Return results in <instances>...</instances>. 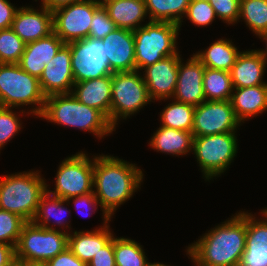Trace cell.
Returning <instances> with one entry per match:
<instances>
[{"label": "cell", "instance_id": "obj_38", "mask_svg": "<svg viewBox=\"0 0 267 266\" xmlns=\"http://www.w3.org/2000/svg\"><path fill=\"white\" fill-rule=\"evenodd\" d=\"M116 28L114 21L110 19L107 11L101 5L93 14L89 37L93 39H103Z\"/></svg>", "mask_w": 267, "mask_h": 266}, {"label": "cell", "instance_id": "obj_27", "mask_svg": "<svg viewBox=\"0 0 267 266\" xmlns=\"http://www.w3.org/2000/svg\"><path fill=\"white\" fill-rule=\"evenodd\" d=\"M239 53L231 40L221 38L194 55L207 68L230 71Z\"/></svg>", "mask_w": 267, "mask_h": 266}, {"label": "cell", "instance_id": "obj_23", "mask_svg": "<svg viewBox=\"0 0 267 266\" xmlns=\"http://www.w3.org/2000/svg\"><path fill=\"white\" fill-rule=\"evenodd\" d=\"M109 223L92 231H74L68 234V248L81 261L88 262L114 237Z\"/></svg>", "mask_w": 267, "mask_h": 266}, {"label": "cell", "instance_id": "obj_31", "mask_svg": "<svg viewBox=\"0 0 267 266\" xmlns=\"http://www.w3.org/2000/svg\"><path fill=\"white\" fill-rule=\"evenodd\" d=\"M194 110L195 106L174 100L162 110L161 126L191 132Z\"/></svg>", "mask_w": 267, "mask_h": 266}, {"label": "cell", "instance_id": "obj_39", "mask_svg": "<svg viewBox=\"0 0 267 266\" xmlns=\"http://www.w3.org/2000/svg\"><path fill=\"white\" fill-rule=\"evenodd\" d=\"M216 16L225 23L239 22L240 0H208Z\"/></svg>", "mask_w": 267, "mask_h": 266}, {"label": "cell", "instance_id": "obj_43", "mask_svg": "<svg viewBox=\"0 0 267 266\" xmlns=\"http://www.w3.org/2000/svg\"><path fill=\"white\" fill-rule=\"evenodd\" d=\"M71 199L73 200V203L75 205L76 210L79 212H81L80 209H82L84 206H86L87 208L89 207V209L92 208L93 209L92 212H94L97 210L98 206L100 205V202L98 201V199L94 195V192H90V193L80 195V196L71 197V198L67 199L69 204H70ZM79 207H82V208H79Z\"/></svg>", "mask_w": 267, "mask_h": 266}, {"label": "cell", "instance_id": "obj_49", "mask_svg": "<svg viewBox=\"0 0 267 266\" xmlns=\"http://www.w3.org/2000/svg\"><path fill=\"white\" fill-rule=\"evenodd\" d=\"M8 266H22V264H21V261L16 259Z\"/></svg>", "mask_w": 267, "mask_h": 266}, {"label": "cell", "instance_id": "obj_46", "mask_svg": "<svg viewBox=\"0 0 267 266\" xmlns=\"http://www.w3.org/2000/svg\"><path fill=\"white\" fill-rule=\"evenodd\" d=\"M258 37L262 38L263 39L262 41H265V44H266L265 50L264 49H262V50L260 49L258 51L261 54V56L267 61V30L262 32Z\"/></svg>", "mask_w": 267, "mask_h": 266}, {"label": "cell", "instance_id": "obj_19", "mask_svg": "<svg viewBox=\"0 0 267 266\" xmlns=\"http://www.w3.org/2000/svg\"><path fill=\"white\" fill-rule=\"evenodd\" d=\"M263 220L246 212V245L239 266H267V208Z\"/></svg>", "mask_w": 267, "mask_h": 266}, {"label": "cell", "instance_id": "obj_11", "mask_svg": "<svg viewBox=\"0 0 267 266\" xmlns=\"http://www.w3.org/2000/svg\"><path fill=\"white\" fill-rule=\"evenodd\" d=\"M100 6L98 0H83L55 9L53 32L65 44L88 38L93 14Z\"/></svg>", "mask_w": 267, "mask_h": 266}, {"label": "cell", "instance_id": "obj_7", "mask_svg": "<svg viewBox=\"0 0 267 266\" xmlns=\"http://www.w3.org/2000/svg\"><path fill=\"white\" fill-rule=\"evenodd\" d=\"M68 248V234L26 222L15 246L19 261L47 262Z\"/></svg>", "mask_w": 267, "mask_h": 266}, {"label": "cell", "instance_id": "obj_21", "mask_svg": "<svg viewBox=\"0 0 267 266\" xmlns=\"http://www.w3.org/2000/svg\"><path fill=\"white\" fill-rule=\"evenodd\" d=\"M267 61L261 56L258 49L240 52L232 66L230 76L233 88L254 87L267 85L263 81Z\"/></svg>", "mask_w": 267, "mask_h": 266}, {"label": "cell", "instance_id": "obj_25", "mask_svg": "<svg viewBox=\"0 0 267 266\" xmlns=\"http://www.w3.org/2000/svg\"><path fill=\"white\" fill-rule=\"evenodd\" d=\"M102 6L116 28L134 31L143 26L141 23L148 15L144 0H111Z\"/></svg>", "mask_w": 267, "mask_h": 266}, {"label": "cell", "instance_id": "obj_14", "mask_svg": "<svg viewBox=\"0 0 267 266\" xmlns=\"http://www.w3.org/2000/svg\"><path fill=\"white\" fill-rule=\"evenodd\" d=\"M180 56L178 52L143 69L145 70L143 79L152 100L164 99L165 101L173 97L178 79Z\"/></svg>", "mask_w": 267, "mask_h": 266}, {"label": "cell", "instance_id": "obj_26", "mask_svg": "<svg viewBox=\"0 0 267 266\" xmlns=\"http://www.w3.org/2000/svg\"><path fill=\"white\" fill-rule=\"evenodd\" d=\"M149 143L158 152L183 156L192 152L193 134L190 131L160 126Z\"/></svg>", "mask_w": 267, "mask_h": 266}, {"label": "cell", "instance_id": "obj_18", "mask_svg": "<svg viewBox=\"0 0 267 266\" xmlns=\"http://www.w3.org/2000/svg\"><path fill=\"white\" fill-rule=\"evenodd\" d=\"M102 41L113 73L136 71L132 30L115 28Z\"/></svg>", "mask_w": 267, "mask_h": 266}, {"label": "cell", "instance_id": "obj_37", "mask_svg": "<svg viewBox=\"0 0 267 266\" xmlns=\"http://www.w3.org/2000/svg\"><path fill=\"white\" fill-rule=\"evenodd\" d=\"M21 125L16 112L11 108L0 107V150L20 131Z\"/></svg>", "mask_w": 267, "mask_h": 266}, {"label": "cell", "instance_id": "obj_30", "mask_svg": "<svg viewBox=\"0 0 267 266\" xmlns=\"http://www.w3.org/2000/svg\"><path fill=\"white\" fill-rule=\"evenodd\" d=\"M203 88L206 101L231 100L234 88L230 72L205 67Z\"/></svg>", "mask_w": 267, "mask_h": 266}, {"label": "cell", "instance_id": "obj_2", "mask_svg": "<svg viewBox=\"0 0 267 266\" xmlns=\"http://www.w3.org/2000/svg\"><path fill=\"white\" fill-rule=\"evenodd\" d=\"M246 245V212H238L187 248L195 266H239Z\"/></svg>", "mask_w": 267, "mask_h": 266}, {"label": "cell", "instance_id": "obj_1", "mask_svg": "<svg viewBox=\"0 0 267 266\" xmlns=\"http://www.w3.org/2000/svg\"><path fill=\"white\" fill-rule=\"evenodd\" d=\"M143 175L136 164L111 155L94 156L93 192L100 202L104 223L111 221L117 208L140 188Z\"/></svg>", "mask_w": 267, "mask_h": 266}, {"label": "cell", "instance_id": "obj_3", "mask_svg": "<svg viewBox=\"0 0 267 266\" xmlns=\"http://www.w3.org/2000/svg\"><path fill=\"white\" fill-rule=\"evenodd\" d=\"M40 117L54 124L89 131L99 139L115 130L101 111L80 103L72 93L47 96Z\"/></svg>", "mask_w": 267, "mask_h": 266}, {"label": "cell", "instance_id": "obj_12", "mask_svg": "<svg viewBox=\"0 0 267 266\" xmlns=\"http://www.w3.org/2000/svg\"><path fill=\"white\" fill-rule=\"evenodd\" d=\"M68 45L75 83L113 74L101 39L88 37Z\"/></svg>", "mask_w": 267, "mask_h": 266}, {"label": "cell", "instance_id": "obj_15", "mask_svg": "<svg viewBox=\"0 0 267 266\" xmlns=\"http://www.w3.org/2000/svg\"><path fill=\"white\" fill-rule=\"evenodd\" d=\"M39 83L46 97L53 94L71 93L75 82L72 73L71 50L68 44H64L45 65Z\"/></svg>", "mask_w": 267, "mask_h": 266}, {"label": "cell", "instance_id": "obj_13", "mask_svg": "<svg viewBox=\"0 0 267 266\" xmlns=\"http://www.w3.org/2000/svg\"><path fill=\"white\" fill-rule=\"evenodd\" d=\"M241 122L230 100L205 101L195 107L193 137L236 132Z\"/></svg>", "mask_w": 267, "mask_h": 266}, {"label": "cell", "instance_id": "obj_44", "mask_svg": "<svg viewBox=\"0 0 267 266\" xmlns=\"http://www.w3.org/2000/svg\"><path fill=\"white\" fill-rule=\"evenodd\" d=\"M14 260H16L15 247L9 244L0 243V266H8Z\"/></svg>", "mask_w": 267, "mask_h": 266}, {"label": "cell", "instance_id": "obj_16", "mask_svg": "<svg viewBox=\"0 0 267 266\" xmlns=\"http://www.w3.org/2000/svg\"><path fill=\"white\" fill-rule=\"evenodd\" d=\"M188 61L179 60L178 79L172 100L198 106L205 102L203 75L205 66L193 55Z\"/></svg>", "mask_w": 267, "mask_h": 266}, {"label": "cell", "instance_id": "obj_10", "mask_svg": "<svg viewBox=\"0 0 267 266\" xmlns=\"http://www.w3.org/2000/svg\"><path fill=\"white\" fill-rule=\"evenodd\" d=\"M93 170L94 157L91 160L88 154L78 152L61 162L55 178V190H49V185H46V191L64 200L93 192Z\"/></svg>", "mask_w": 267, "mask_h": 266}, {"label": "cell", "instance_id": "obj_45", "mask_svg": "<svg viewBox=\"0 0 267 266\" xmlns=\"http://www.w3.org/2000/svg\"><path fill=\"white\" fill-rule=\"evenodd\" d=\"M42 6L46 7L50 11H54L62 6L70 5L72 3H77L83 0H41Z\"/></svg>", "mask_w": 267, "mask_h": 266}, {"label": "cell", "instance_id": "obj_22", "mask_svg": "<svg viewBox=\"0 0 267 266\" xmlns=\"http://www.w3.org/2000/svg\"><path fill=\"white\" fill-rule=\"evenodd\" d=\"M73 88L71 93L80 103L98 109L110 122L112 75L76 82Z\"/></svg>", "mask_w": 267, "mask_h": 266}, {"label": "cell", "instance_id": "obj_42", "mask_svg": "<svg viewBox=\"0 0 267 266\" xmlns=\"http://www.w3.org/2000/svg\"><path fill=\"white\" fill-rule=\"evenodd\" d=\"M17 9L8 0H0V29H7L12 26Z\"/></svg>", "mask_w": 267, "mask_h": 266}, {"label": "cell", "instance_id": "obj_36", "mask_svg": "<svg viewBox=\"0 0 267 266\" xmlns=\"http://www.w3.org/2000/svg\"><path fill=\"white\" fill-rule=\"evenodd\" d=\"M185 17L196 26H206L211 24L217 16L209 1L191 0Z\"/></svg>", "mask_w": 267, "mask_h": 266}, {"label": "cell", "instance_id": "obj_50", "mask_svg": "<svg viewBox=\"0 0 267 266\" xmlns=\"http://www.w3.org/2000/svg\"><path fill=\"white\" fill-rule=\"evenodd\" d=\"M100 2V4L102 5L104 2L106 1H111V0H98Z\"/></svg>", "mask_w": 267, "mask_h": 266}, {"label": "cell", "instance_id": "obj_8", "mask_svg": "<svg viewBox=\"0 0 267 266\" xmlns=\"http://www.w3.org/2000/svg\"><path fill=\"white\" fill-rule=\"evenodd\" d=\"M139 72L136 70L112 74L110 123L114 128L118 120H124L137 113L148 102H154Z\"/></svg>", "mask_w": 267, "mask_h": 266}, {"label": "cell", "instance_id": "obj_6", "mask_svg": "<svg viewBox=\"0 0 267 266\" xmlns=\"http://www.w3.org/2000/svg\"><path fill=\"white\" fill-rule=\"evenodd\" d=\"M46 96L39 79L25 72L17 63H0V107L16 108L37 105L29 112L39 117Z\"/></svg>", "mask_w": 267, "mask_h": 266}, {"label": "cell", "instance_id": "obj_47", "mask_svg": "<svg viewBox=\"0 0 267 266\" xmlns=\"http://www.w3.org/2000/svg\"><path fill=\"white\" fill-rule=\"evenodd\" d=\"M22 266H47L46 262L21 261Z\"/></svg>", "mask_w": 267, "mask_h": 266}, {"label": "cell", "instance_id": "obj_20", "mask_svg": "<svg viewBox=\"0 0 267 266\" xmlns=\"http://www.w3.org/2000/svg\"><path fill=\"white\" fill-rule=\"evenodd\" d=\"M64 44L54 32L47 37L27 43L17 64L25 72L39 79L45 65L51 61Z\"/></svg>", "mask_w": 267, "mask_h": 266}, {"label": "cell", "instance_id": "obj_48", "mask_svg": "<svg viewBox=\"0 0 267 266\" xmlns=\"http://www.w3.org/2000/svg\"><path fill=\"white\" fill-rule=\"evenodd\" d=\"M145 266H168V265H165V264H161V263H147ZM170 266V265H169Z\"/></svg>", "mask_w": 267, "mask_h": 266}, {"label": "cell", "instance_id": "obj_35", "mask_svg": "<svg viewBox=\"0 0 267 266\" xmlns=\"http://www.w3.org/2000/svg\"><path fill=\"white\" fill-rule=\"evenodd\" d=\"M25 223L22 217L0 209V243L15 247Z\"/></svg>", "mask_w": 267, "mask_h": 266}, {"label": "cell", "instance_id": "obj_40", "mask_svg": "<svg viewBox=\"0 0 267 266\" xmlns=\"http://www.w3.org/2000/svg\"><path fill=\"white\" fill-rule=\"evenodd\" d=\"M87 266H116L114 257V237L94 255Z\"/></svg>", "mask_w": 267, "mask_h": 266}, {"label": "cell", "instance_id": "obj_5", "mask_svg": "<svg viewBox=\"0 0 267 266\" xmlns=\"http://www.w3.org/2000/svg\"><path fill=\"white\" fill-rule=\"evenodd\" d=\"M179 25L150 21L133 31L136 70L153 65L165 57L176 55Z\"/></svg>", "mask_w": 267, "mask_h": 266}, {"label": "cell", "instance_id": "obj_33", "mask_svg": "<svg viewBox=\"0 0 267 266\" xmlns=\"http://www.w3.org/2000/svg\"><path fill=\"white\" fill-rule=\"evenodd\" d=\"M241 18L259 36L267 30V0H240L239 20Z\"/></svg>", "mask_w": 267, "mask_h": 266}, {"label": "cell", "instance_id": "obj_24", "mask_svg": "<svg viewBox=\"0 0 267 266\" xmlns=\"http://www.w3.org/2000/svg\"><path fill=\"white\" fill-rule=\"evenodd\" d=\"M233 91L230 101L241 123L267 110V85L234 88Z\"/></svg>", "mask_w": 267, "mask_h": 266}, {"label": "cell", "instance_id": "obj_32", "mask_svg": "<svg viewBox=\"0 0 267 266\" xmlns=\"http://www.w3.org/2000/svg\"><path fill=\"white\" fill-rule=\"evenodd\" d=\"M116 266H145L148 261L140 243L124 237H114Z\"/></svg>", "mask_w": 267, "mask_h": 266}, {"label": "cell", "instance_id": "obj_34", "mask_svg": "<svg viewBox=\"0 0 267 266\" xmlns=\"http://www.w3.org/2000/svg\"><path fill=\"white\" fill-rule=\"evenodd\" d=\"M25 45L11 27L0 29V63H18Z\"/></svg>", "mask_w": 267, "mask_h": 266}, {"label": "cell", "instance_id": "obj_28", "mask_svg": "<svg viewBox=\"0 0 267 266\" xmlns=\"http://www.w3.org/2000/svg\"><path fill=\"white\" fill-rule=\"evenodd\" d=\"M64 203L69 205L67 200L53 196L46 191L40 197L38 208L32 222L40 227L51 230H56L54 225L57 224L59 227L61 226L65 229V232L69 234L70 231L68 232L66 228L71 229V226L68 225L69 222H67V220L64 222L63 218V214L68 212L67 207L65 208L63 206ZM51 218L56 222H52L53 224L50 225L49 223L51 222Z\"/></svg>", "mask_w": 267, "mask_h": 266}, {"label": "cell", "instance_id": "obj_4", "mask_svg": "<svg viewBox=\"0 0 267 266\" xmlns=\"http://www.w3.org/2000/svg\"><path fill=\"white\" fill-rule=\"evenodd\" d=\"M40 175L39 171H24L0 178V209L32 221L46 192L45 178Z\"/></svg>", "mask_w": 267, "mask_h": 266}, {"label": "cell", "instance_id": "obj_29", "mask_svg": "<svg viewBox=\"0 0 267 266\" xmlns=\"http://www.w3.org/2000/svg\"><path fill=\"white\" fill-rule=\"evenodd\" d=\"M150 21L171 22L181 27L191 0H144Z\"/></svg>", "mask_w": 267, "mask_h": 266}, {"label": "cell", "instance_id": "obj_17", "mask_svg": "<svg viewBox=\"0 0 267 266\" xmlns=\"http://www.w3.org/2000/svg\"><path fill=\"white\" fill-rule=\"evenodd\" d=\"M36 10L30 6L17 9L12 22V30L27 44L53 33L52 11L41 6Z\"/></svg>", "mask_w": 267, "mask_h": 266}, {"label": "cell", "instance_id": "obj_41", "mask_svg": "<svg viewBox=\"0 0 267 266\" xmlns=\"http://www.w3.org/2000/svg\"><path fill=\"white\" fill-rule=\"evenodd\" d=\"M47 266H87V264L77 258L73 252L67 248L54 258L46 262Z\"/></svg>", "mask_w": 267, "mask_h": 266}, {"label": "cell", "instance_id": "obj_9", "mask_svg": "<svg viewBox=\"0 0 267 266\" xmlns=\"http://www.w3.org/2000/svg\"><path fill=\"white\" fill-rule=\"evenodd\" d=\"M237 143L235 132L193 137L192 151L205 180L227 170L238 152Z\"/></svg>", "mask_w": 267, "mask_h": 266}]
</instances>
